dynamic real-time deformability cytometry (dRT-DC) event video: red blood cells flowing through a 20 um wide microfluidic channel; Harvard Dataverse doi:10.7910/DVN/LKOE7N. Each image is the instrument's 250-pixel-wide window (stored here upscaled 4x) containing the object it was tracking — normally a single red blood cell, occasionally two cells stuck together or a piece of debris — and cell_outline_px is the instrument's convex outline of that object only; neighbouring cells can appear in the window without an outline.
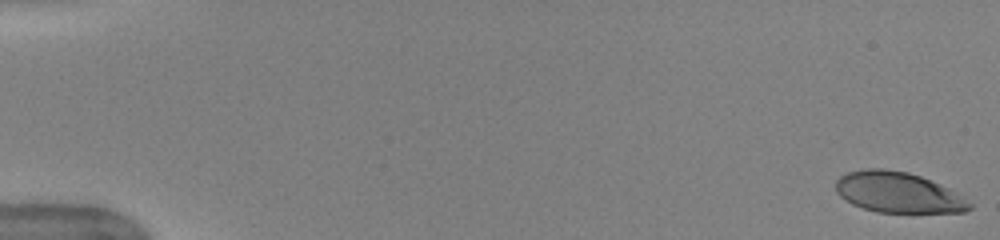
{"species": "human", "species_latin": "Homo sapiens", "temperature_condition": "warm", "stored_images_in_passage": 52, "camera_frame_rate_fps": 3000, "um_per_image_px": 0.085, "donor": {"sex": "female"}, "frame": {"image": 1, "passage_image": 1, "time_ms": 0.0, "image_size_px": [1000, 240], "cell_outline_px": [[972, 208], [964, 212], [876, 212], [852, 204], [840, 196], [836, 192], [836, 180], [840, 176], [848, 172], [864, 168], [884, 168], [908, 172], [920, 176], [940, 184], [948, 188], [972, 204]], "centroid_in_image_um": [76.3, 16.34], "position_along_channel_um": 8.7, "area_um2": 31.5}}
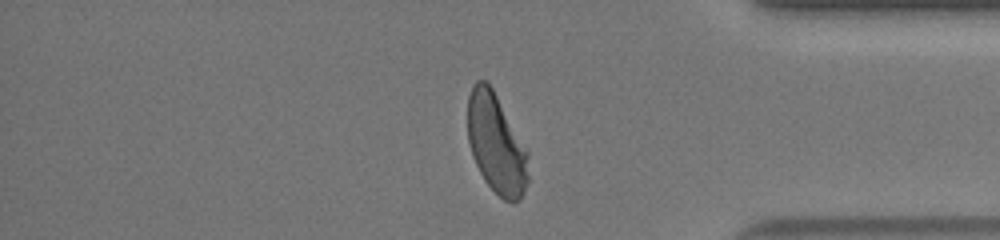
{"frame": {"image": 2, "passage_image": 44, "time_ms": 14.333, "image_size_px": [1000, 240], "cell_outline_px": [[528, 180], [524, 192], [512, 204], [504, 200], [484, 180], [476, 164], [468, 140], [468, 96], [472, 84], [476, 80], [488, 80], [528, 152]], "centroid_in_image_um": [42.17, 12.19], "position_along_channel_um": 393.0, "area_um2": 34.97}}
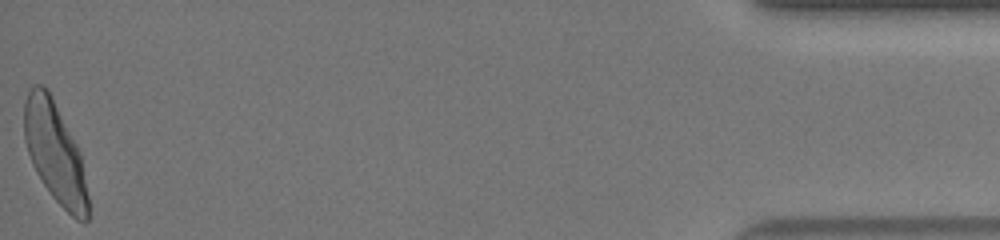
{"frame": {"image": 3, "passage_image": 52, "time_ms": 17.0, "image_size_px": [1000, 240], "cell_outline_px": [[88, 220], [84, 224], [76, 220], [52, 196], [36, 172], [32, 164], [24, 140], [24, 100], [32, 84], [40, 84], [48, 88], [80, 152], [88, 196]], "centroid_in_image_um": [4.66, 12.95], "position_along_channel_um": 430.5, "area_um2": 37.28}, "authors_computed_cell_mechanics": {"area_um2": 36.2984, "velocity_mm_per_s": 3.9612, "shape_relaxation_time_tau1_ms": 3.5517, "shape_relaxation_time_tau2_ms": null, "deformation_change_tau1": 0.1927, "deformation_change_tau2": null}}